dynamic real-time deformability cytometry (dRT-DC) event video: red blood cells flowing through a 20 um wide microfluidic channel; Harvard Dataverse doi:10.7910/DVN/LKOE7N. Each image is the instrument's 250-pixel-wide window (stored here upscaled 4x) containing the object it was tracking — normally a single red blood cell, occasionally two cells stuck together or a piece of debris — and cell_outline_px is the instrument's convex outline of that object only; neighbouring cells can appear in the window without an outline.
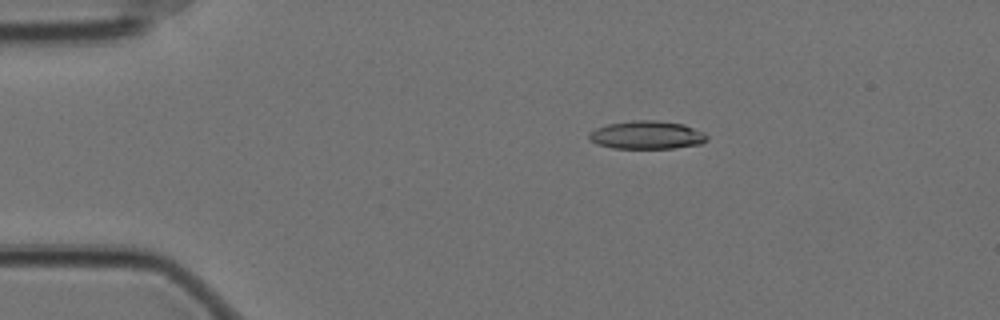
{"species": "Egyptian fruit bat (a non-hibernating species)", "species_latin": "Rousettus aegyptiacus", "temperature_condition": "cold", "stored_images_in_passage": 50, "camera_frame_rate_fps": 3000, "um_per_image_px": 0.085, "animal": {"sex": "female"}, "frame": {"image": 1, "passage_image": 3, "time_ms": 0.667, "image_size_px": [1000, 320], "cell_outline_px": [[708, 140], [700, 144], [672, 148], [612, 148], [596, 144], [588, 136], [588, 132], [596, 128], [608, 124], [632, 120], [656, 120], [684, 124], [704, 132], [708, 136]], "centroid_in_image_um": [54.99, 11.47], "position_along_channel_um": 30.0, "area_um2": 19.42}}
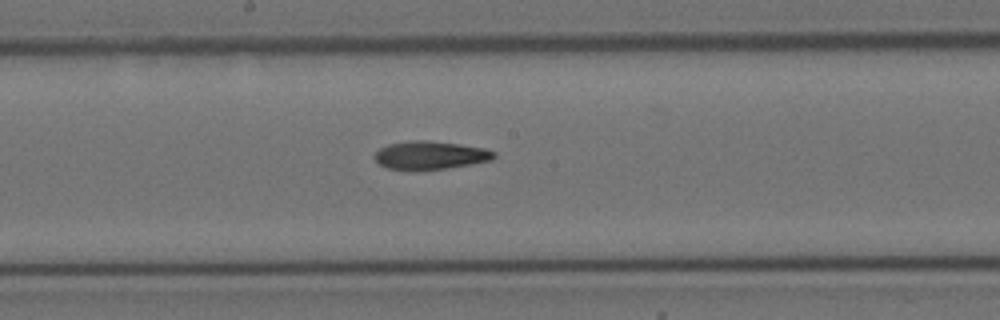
{"frame": {"image": 2, "passage_image": 23, "time_ms": 7.333, "image_size_px": [1000, 320], "cell_outline_px": [[496, 156], [492, 160], [448, 168], [416, 172], [408, 172], [388, 168], [380, 164], [376, 160], [376, 152], [380, 148], [388, 144], [412, 140], [428, 140], [460, 144], [484, 148], [496, 152]], "centroid_in_image_um": [36.57, 13.22], "position_along_channel_um": 211.6, "area_um2": 20.06}}
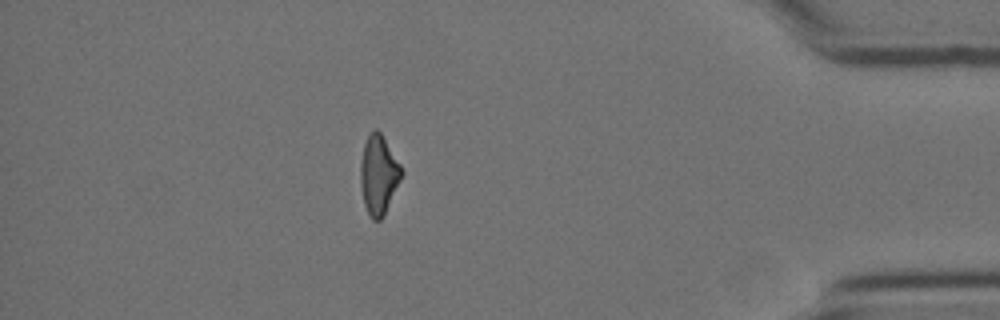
{"frame": {"image": 3, "passage_image": 43, "time_ms": 14.0, "image_size_px": [1000, 320], "cell_outline_px": [[404, 172], [384, 216], [380, 220], [372, 220], [364, 204], [360, 184], [360, 164], [364, 144], [368, 136], [376, 128], [380, 132], [400, 164]], "centroid_in_image_um": [32.18, 14.88], "position_along_channel_um": 403.0, "area_um2": 18.79}, "authors_computed_cell_mechanics": {"area_um2": 19.3052, "velocity_mm_per_s": 3.5094, "shape_relaxation_time_tau1_ms": 9.7034, "shape_relaxation_time_tau2_ms": 7.7376, "deformation_change_tau1": 0.2263, "deformation_change_tau2": 0.1929}}